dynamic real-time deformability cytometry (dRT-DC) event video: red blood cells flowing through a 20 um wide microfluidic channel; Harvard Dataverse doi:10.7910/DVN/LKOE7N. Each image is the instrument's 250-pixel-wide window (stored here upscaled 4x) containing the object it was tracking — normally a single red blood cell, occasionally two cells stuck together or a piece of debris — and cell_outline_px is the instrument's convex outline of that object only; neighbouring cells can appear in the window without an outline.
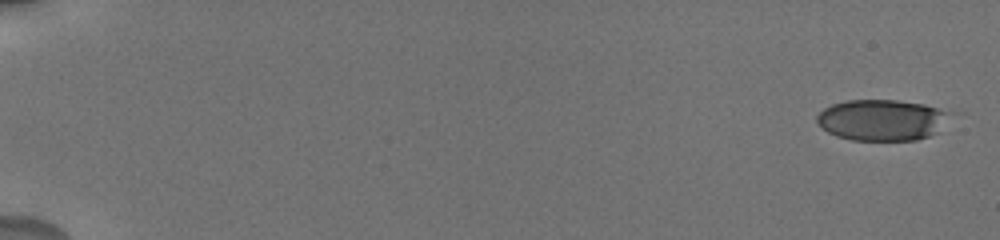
{"species": "human", "species_latin": "Homo sapiens", "temperature_condition": "cold", "stored_images_in_passage": 10, "camera_frame_rate_fps": 3000, "um_per_image_px": 0.085, "donor": {"sex": "male"}, "frame": {"image": 1, "passage_image": 1, "time_ms": 0.0, "image_size_px": [1000, 240], "cell_outline_px": [[956, 112], [936, 132], [928, 136], [916, 140], [852, 140], [836, 136], [828, 132], [816, 120], [816, 116], [824, 108], [832, 104], [848, 100], [896, 100], [924, 104]], "centroid_in_image_um": [75.01, 10.19], "position_along_channel_um": 10.0, "area_um2": 32.02}}
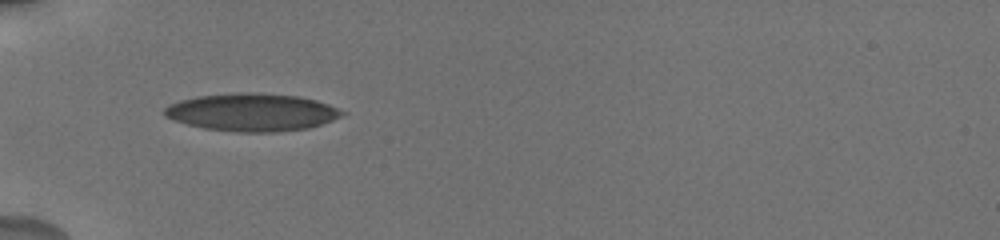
{"frame": {"image": 2, "passage_image": 9, "time_ms": 6.333, "image_size_px": [1000, 240], "cell_outline_px": [[348, 112], [332, 120], [308, 128], [276, 132], [236, 132], [204, 128], [172, 120], [164, 116], [164, 108], [168, 104], [180, 100], [196, 96], [236, 92], [252, 92], [300, 96], [316, 100], [328, 104]], "centroid_in_image_um": [21.39, 9.53], "position_along_channel_um": 63.6, "area_um2": 39.25}}